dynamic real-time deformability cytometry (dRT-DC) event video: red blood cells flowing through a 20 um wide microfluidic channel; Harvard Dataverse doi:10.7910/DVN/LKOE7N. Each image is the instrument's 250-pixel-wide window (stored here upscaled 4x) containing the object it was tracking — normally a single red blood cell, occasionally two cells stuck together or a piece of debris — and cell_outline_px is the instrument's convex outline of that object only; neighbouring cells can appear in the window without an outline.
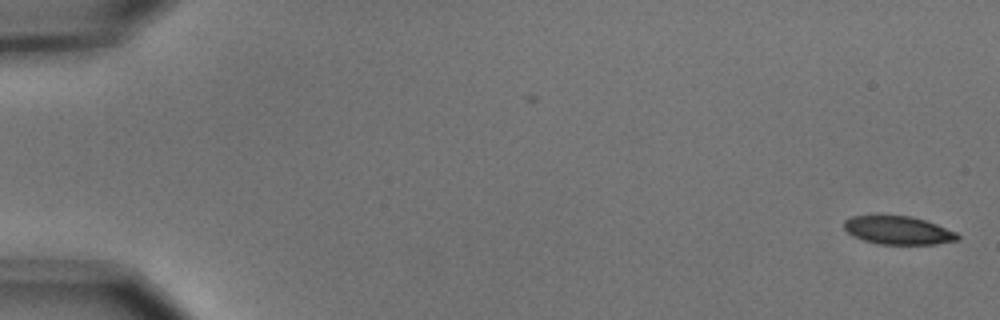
{"species": "common noctule bat (a hibernating species)", "species_latin": "Nyctalus noctula", "temperature_condition": "cold", "stored_images_in_passage": 2, "camera_frame_rate_fps": 3000, "um_per_image_px": 0.085, "animal": {"sex": "male", "body_mass_g": 15.6}, "frame": {"image": 1, "passage_image": 2, "time_ms": 0.333, "image_size_px": [1000, 320], "cell_outline_px": [[960, 240], [936, 244], [880, 244], [864, 240], [848, 232], [844, 228], [844, 220], [852, 216], [876, 212], [912, 216], [936, 224], [956, 232], [960, 236]], "centroid_in_image_um": [76.31, 19.52], "position_along_channel_um": 8.7, "area_um2": 19.36}}